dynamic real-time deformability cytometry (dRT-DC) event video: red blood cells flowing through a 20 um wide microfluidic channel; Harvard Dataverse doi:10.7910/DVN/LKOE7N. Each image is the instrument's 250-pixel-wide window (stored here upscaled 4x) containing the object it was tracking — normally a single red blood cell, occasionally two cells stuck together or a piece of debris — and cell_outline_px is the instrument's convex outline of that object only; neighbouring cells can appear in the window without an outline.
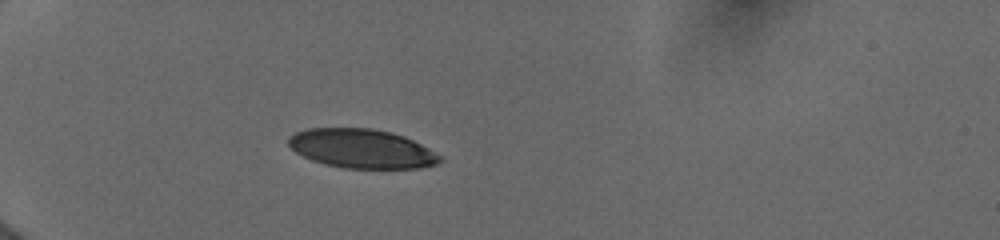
{"species": "human", "species_latin": "Homo sapiens", "temperature_condition": "cold", "stored_images_in_passage": 48, "camera_frame_rate_fps": 3000, "um_per_image_px": 0.085, "donor": {"sex": "female"}, "frame": {"image": 1, "passage_image": 1, "time_ms": 0.0, "image_size_px": [1000, 240], "cell_outline_px": [[444, 160], [436, 164], [420, 168], [344, 168], [324, 164], [312, 160], [296, 152], [288, 144], [288, 136], [296, 132], [308, 128], [372, 128], [392, 132], [404, 136], [444, 156]], "centroid_in_image_um": [30.77, 12.63], "position_along_channel_um": 54.2, "area_um2": 34.62}}
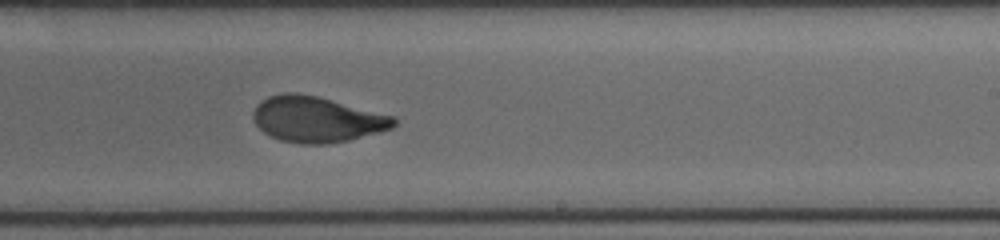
{"frame": {"image": 2, "passage_image": 25, "time_ms": 6.0, "image_size_px": [1000, 240], "cell_outline_px": [[396, 124], [392, 128], [380, 132], [348, 140], [328, 144], [300, 144], [280, 140], [264, 132], [256, 124], [252, 116], [252, 112], [256, 104], [268, 96], [284, 92], [296, 92], [316, 96], [396, 116]], "centroid_in_image_um": [26.93, 10.14], "position_along_channel_um": 262.1, "area_um2": 37.63}}
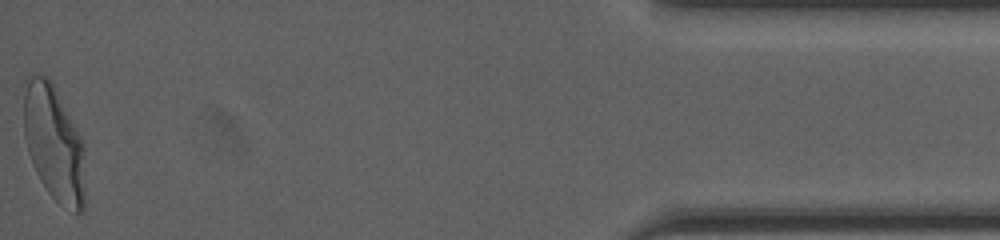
{"frame": {"image": 3, "passage_image": 48, "time_ms": 12.0, "image_size_px": [1000, 240], "cell_outline_px": [[84, 212], [76, 212], [60, 204], [48, 192], [40, 180], [36, 172], [28, 152], [24, 136], [20, 84], [32, 72], [44, 76], [52, 80], [84, 140]], "centroid_in_image_um": [4.54, 12.04], "position_along_channel_um": 430.7, "area_um2": 42.89}, "authors_computed_cell_mechanics": {"area_um2": 37.7723, "velocity_mm_per_s": 3.9677, "shape_relaxation_time_tau1_ms": 3.4478, "shape_relaxation_time_tau2_ms": 0.8951, "deformation_change_tau1": 0.1672, "deformation_change_tau2": 0.0552}}